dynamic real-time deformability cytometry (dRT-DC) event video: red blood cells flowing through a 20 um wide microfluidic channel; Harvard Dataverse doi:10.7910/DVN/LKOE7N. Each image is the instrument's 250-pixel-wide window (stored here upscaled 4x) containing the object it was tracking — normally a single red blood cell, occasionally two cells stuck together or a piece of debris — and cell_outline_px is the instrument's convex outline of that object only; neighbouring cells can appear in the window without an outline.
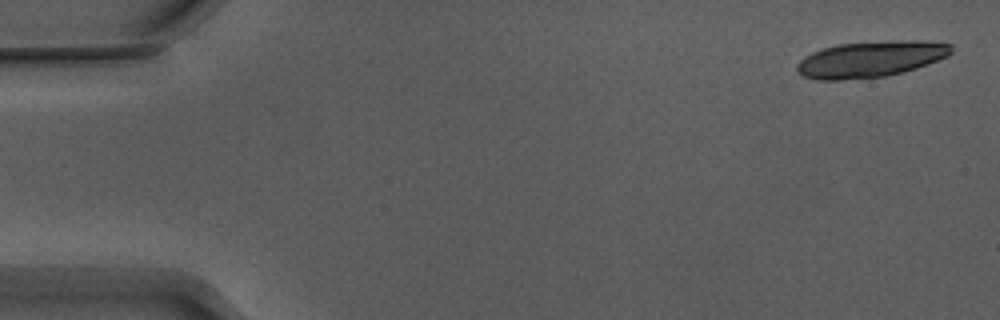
{"species": "Egyptian fruit bat (a non-hibernating species)", "species_latin": "Rousettus aegyptiacus", "temperature_condition": "warm", "stored_images_in_passage": 6, "camera_frame_rate_fps": 3000, "um_per_image_px": 0.085, "animal": {"sex": "male"}, "frame": {"image": 1, "passage_image": 2, "time_ms": 0.333, "image_size_px": [1000, 320], "cell_outline_px": [[952, 52], [948, 56], [916, 68], [884, 76], [840, 80], [816, 80], [804, 76], [796, 72], [796, 64], [800, 60], [812, 52], [824, 48], [840, 44], [908, 40], [924, 40], [952, 44]], "centroid_in_image_um": [73.99, 5.03], "position_along_channel_um": 11.0, "area_um2": 32.19}}